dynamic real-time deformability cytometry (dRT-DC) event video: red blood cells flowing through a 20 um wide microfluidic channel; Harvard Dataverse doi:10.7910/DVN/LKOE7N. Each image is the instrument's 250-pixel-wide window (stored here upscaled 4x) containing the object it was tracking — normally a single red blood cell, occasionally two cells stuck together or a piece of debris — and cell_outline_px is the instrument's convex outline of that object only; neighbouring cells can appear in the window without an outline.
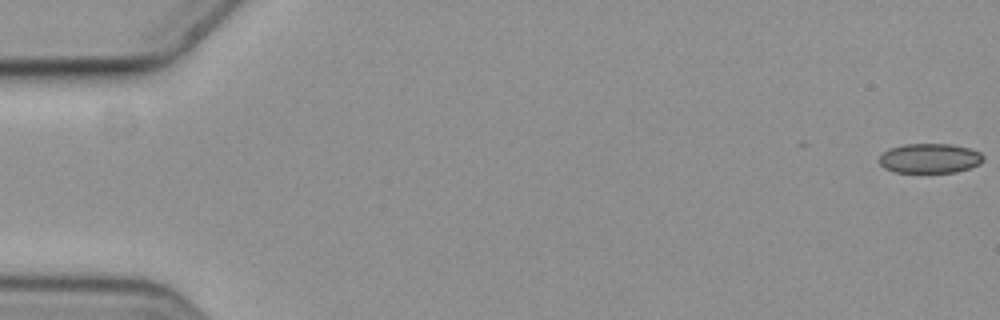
{"species": "common noctule bat (a hibernating species)", "species_latin": "Nyctalus noctula", "temperature_condition": "cold", "stored_images_in_passage": 8, "camera_frame_rate_fps": 3000, "um_per_image_px": 0.085, "animal": {"sex": "female", "body_mass_g": 19.3, "forearm_length_mm": 54.1}, "frame": {"image": 1, "passage_image": 1, "time_ms": 0.0, "image_size_px": [1000, 320], "cell_outline_px": [[984, 160], [980, 164], [956, 172], [896, 172], [884, 168], [876, 160], [888, 148], [904, 144], [952, 144], [968, 148], [980, 152], [984, 156]], "centroid_in_image_um": [79.01, 13.45], "position_along_channel_um": 6.0, "area_um2": 18.09}}